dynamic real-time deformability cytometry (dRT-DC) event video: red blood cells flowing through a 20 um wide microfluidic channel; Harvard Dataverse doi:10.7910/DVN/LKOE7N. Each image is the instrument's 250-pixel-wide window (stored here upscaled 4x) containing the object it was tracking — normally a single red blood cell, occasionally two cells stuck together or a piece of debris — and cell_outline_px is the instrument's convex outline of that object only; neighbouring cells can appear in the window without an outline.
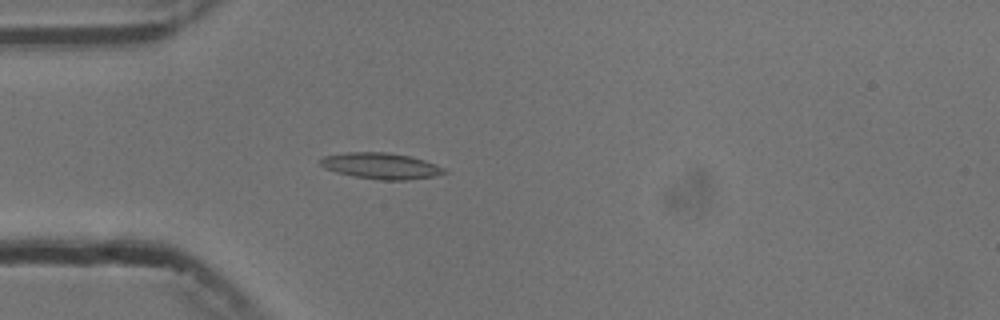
{"species": "common noctule bat (a hibernating species)", "species_latin": "Nyctalus noctula", "temperature_condition": "cold", "stored_images_in_passage": 40, "camera_frame_rate_fps": 3000, "um_per_image_px": 0.085, "animal": {"sex": "male", "body_mass_g": 13.3}, "frame": {"image": 1, "passage_image": 1, "time_ms": 0.0, "image_size_px": [1000, 320], "cell_outline_px": [[448, 172], [432, 176], [408, 180], [380, 180], [352, 176], [336, 172], [324, 168], [320, 164], [320, 160], [324, 156], [344, 152], [388, 152], [408, 156], [424, 160], [444, 168]], "centroid_in_image_um": [32.34, 14.1], "position_along_channel_um": 52.7, "area_um2": 18.79}}
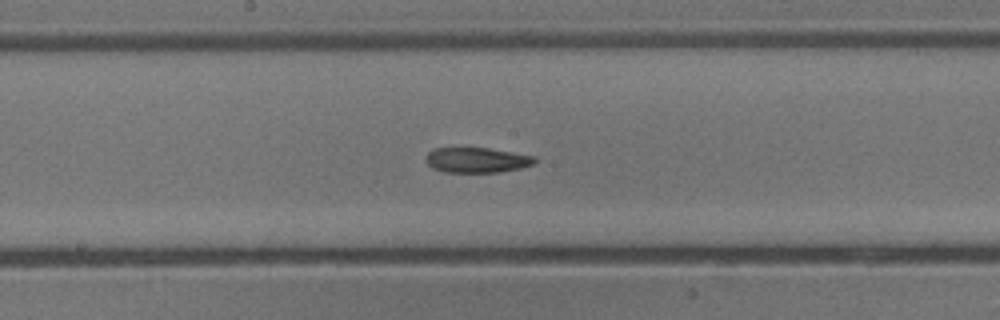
{"frame": {"image": 2, "passage_image": 14, "time_ms": 4.333, "image_size_px": [1000, 320], "cell_outline_px": [[536, 160], [532, 164], [520, 168], [500, 172], [444, 172], [432, 168], [424, 160], [428, 152], [432, 148], [488, 148], [536, 156]], "centroid_in_image_um": [40.49, 13.6], "position_along_channel_um": 207.7, "area_um2": 16.01}}
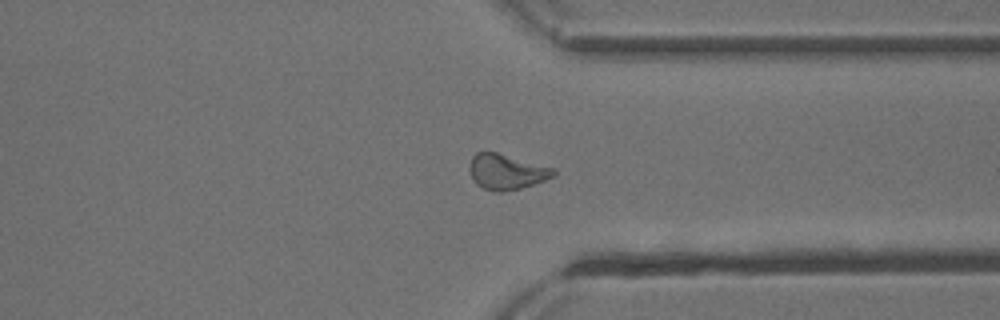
{"frame": {"image": 3, "passage_image": 27, "time_ms": 8.667, "image_size_px": [1000, 320], "cell_outline_px": [[556, 176], [520, 188], [500, 192], [492, 192], [476, 184], [468, 168], [472, 156], [476, 152], [496, 152], [556, 168]], "centroid_in_image_um": [43.06, 14.59], "position_along_channel_um": 368.3, "area_um2": 17.34}, "authors_computed_cell_mechanics": {"area_um2": 17.1666, "velocity_mm_per_s": 3.7385, "shape_relaxation_time_tau1_ms": null, "shape_relaxation_time_tau2_ms": 5.7904, "deformation_change_tau1": null, "deformation_change_tau2": 0.1324}}